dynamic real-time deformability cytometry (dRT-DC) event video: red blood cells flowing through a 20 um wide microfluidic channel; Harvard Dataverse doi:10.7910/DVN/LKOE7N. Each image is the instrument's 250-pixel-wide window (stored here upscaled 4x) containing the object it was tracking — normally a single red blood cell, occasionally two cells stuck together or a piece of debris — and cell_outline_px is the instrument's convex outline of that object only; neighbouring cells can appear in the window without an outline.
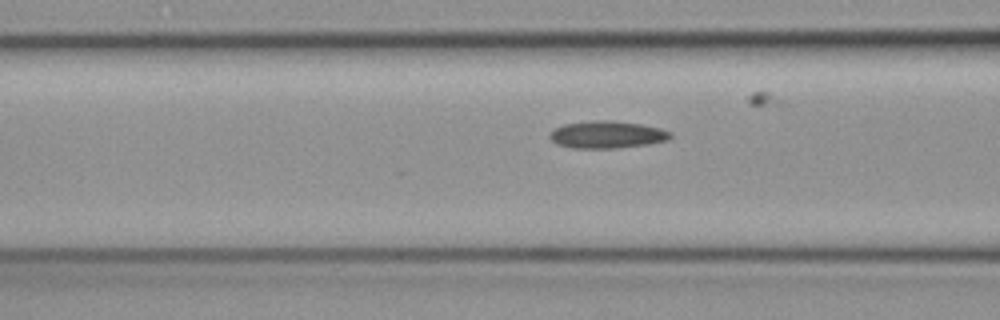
{"species": "common noctule bat (a hibernating species)", "species_latin": "Nyctalus noctula", "temperature_condition": "cold", "stored_images_in_passage": 26, "camera_frame_rate_fps": 3000, "um_per_image_px": 0.085, "animal": {"sex": "female", "body_mass_g": 19.3, "forearm_length_mm": 54.1}, "frame": {"image": 1, "passage_image": 16, "time_ms": 5.0, "image_size_px": [1000, 320], "cell_outline_px": [[672, 136], [668, 140], [648, 144], [616, 148], [572, 148], [560, 144], [552, 140], [548, 136], [556, 128], [564, 124], [592, 120], [612, 120], [640, 124], [660, 128], [672, 132]], "centroid_in_image_um": [51.63, 11.44], "position_along_channel_um": 115.0, "area_um2": 19.07}}
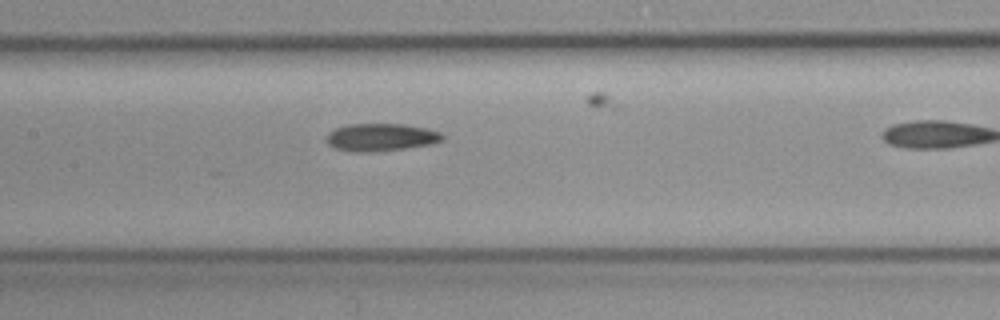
{"frame": {"image": 2, "passage_image": 21, "time_ms": 6.667, "image_size_px": [1000, 320], "cell_outline_px": [[444, 136], [440, 140], [432, 144], [404, 148], [372, 152], [368, 152], [336, 148], [328, 144], [328, 132], [336, 128], [348, 124], [404, 124], [428, 128], [440, 132]], "centroid_in_image_um": [32.41, 11.65], "position_along_channel_um": 175.0, "area_um2": 18.32}}